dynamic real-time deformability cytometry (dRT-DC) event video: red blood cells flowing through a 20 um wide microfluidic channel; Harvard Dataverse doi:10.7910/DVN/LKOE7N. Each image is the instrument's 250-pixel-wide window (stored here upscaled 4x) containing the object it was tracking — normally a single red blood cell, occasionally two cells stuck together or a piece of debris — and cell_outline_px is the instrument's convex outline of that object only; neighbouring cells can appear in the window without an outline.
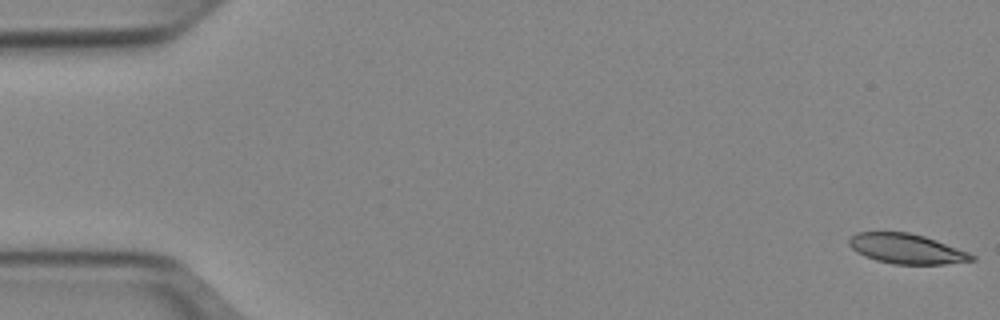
{"species": "Egyptian fruit bat (a non-hibernating species)", "species_latin": "Rousettus aegyptiacus", "temperature_condition": "cold", "stored_images_in_passage": 52, "camera_frame_rate_fps": 3000, "um_per_image_px": 0.085, "animal": {"sex": "female"}, "frame": {"image": 1, "passage_image": 1, "time_ms": 0.0, "image_size_px": [1000, 320], "cell_outline_px": [[976, 260], [944, 264], [892, 264], [876, 260], [864, 256], [856, 252], [848, 244], [848, 240], [856, 232], [908, 232], [924, 236], [968, 252], [976, 256]], "centroid_in_image_um": [77.04, 21.15], "position_along_channel_um": 8.0, "area_um2": 21.33}}
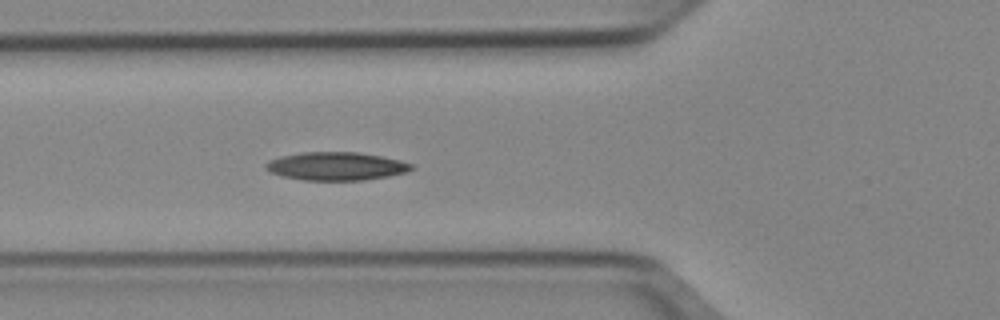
{"frame": {"image": 2, "passage_image": 19, "time_ms": 6.0, "image_size_px": [1000, 320], "cell_outline_px": [[416, 168], [408, 172], [388, 176], [364, 180], [304, 180], [284, 176], [268, 172], [264, 168], [264, 164], [268, 160], [280, 156], [300, 152], [356, 152], [380, 156], [400, 160], [412, 164]], "centroid_in_image_um": [28.56, 14.12], "position_along_channel_um": 97.2, "area_um2": 24.1}}
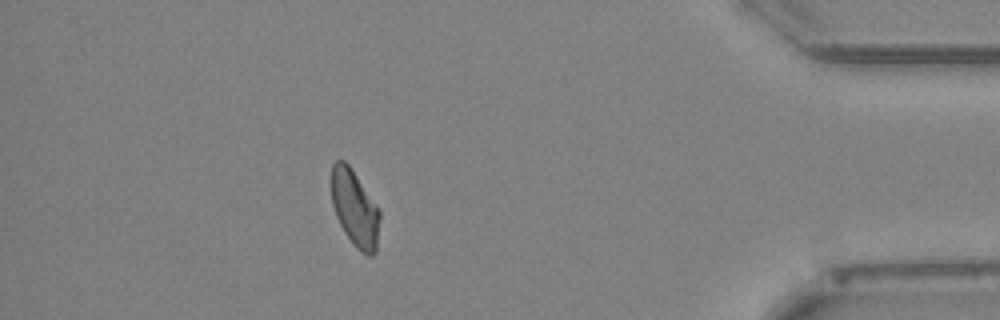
{"frame": {"image": 3, "passage_image": 46, "time_ms": 15.0, "image_size_px": [1000, 320], "cell_outline_px": [[380, 220], [376, 252], [372, 256], [368, 256], [360, 252], [352, 244], [344, 232], [336, 216], [332, 204], [332, 164], [336, 160], [344, 160], [348, 164], [380, 212]], "centroid_in_image_um": [30.16, 17.77], "position_along_channel_um": 405.0, "area_um2": 21.27}, "authors_computed_cell_mechanics": {"area_um2": 22.6287, "velocity_mm_per_s": 3.9184, "shape_relaxation_time_tau1_ms": 6.3767, "shape_relaxation_time_tau2_ms": 8.8838, "deformation_change_tau1": 0.1417, "deformation_change_tau2": 0.1707}}